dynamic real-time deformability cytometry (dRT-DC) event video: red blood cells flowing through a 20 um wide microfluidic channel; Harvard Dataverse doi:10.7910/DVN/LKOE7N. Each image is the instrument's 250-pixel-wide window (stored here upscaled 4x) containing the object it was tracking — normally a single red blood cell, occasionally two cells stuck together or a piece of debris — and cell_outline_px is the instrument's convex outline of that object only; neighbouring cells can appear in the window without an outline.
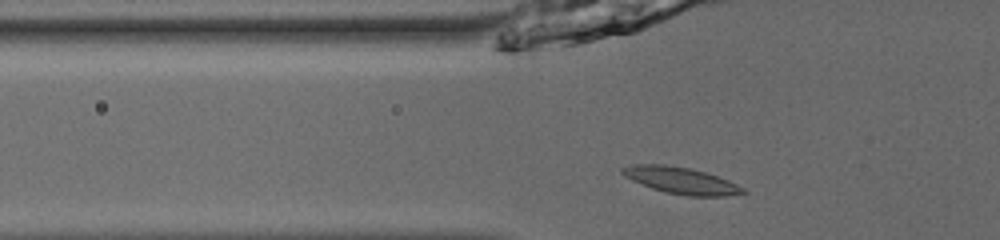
{"species": "common noctule bat (a hibernating species)", "species_latin": "Nyctalus noctula", "temperature_condition": "room temperature", "stored_images_in_passage": 41, "camera_frame_rate_fps": 3000, "um_per_image_px": 0.085, "animal": {"sex": "male", "body_mass_g": 13.0, "forearm_length_mm": 53.1}, "frame": {"image": 1, "passage_image": 8, "time_ms": 2.333, "image_size_px": [1000, 240], "cell_outline_px": [[748, 192], [724, 196], [688, 196], [664, 192], [652, 188], [632, 180], [624, 176], [620, 172], [620, 168], [628, 164], [664, 164], [688, 168], [704, 172], [728, 180], [744, 188]], "centroid_in_image_um": [57.84, 15.33], "position_along_channel_um": 68.0, "area_um2": 18.67}}
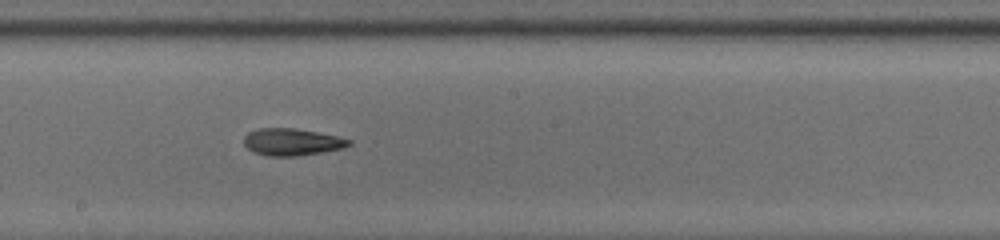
{"frame": {"image": 2, "passage_image": 20, "time_ms": 6.333, "image_size_px": [1000, 240], "cell_outline_px": [[352, 144], [344, 148], [296, 156], [268, 156], [256, 152], [248, 148], [244, 144], [244, 136], [248, 132], [260, 128], [296, 128], [336, 136], [352, 140]], "centroid_in_image_um": [24.82, 12.06], "position_along_channel_um": 223.4, "area_um2": 16.42}}
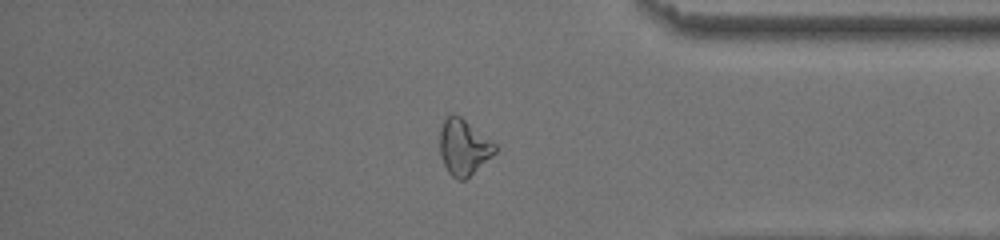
{"frame": {"image": 3, "passage_image": 34, "time_ms": 11.0, "image_size_px": [1000, 240], "cell_outline_px": [[496, 152], [492, 156], [464, 180], [456, 180], [448, 172], [440, 156], [440, 128], [444, 120], [448, 116], [460, 116], [496, 144]], "centroid_in_image_um": [39.4, 12.53], "position_along_channel_um": 395.8, "area_um2": 17.63}, "authors_computed_cell_mechanics": {"area_um2": 17.2244, "velocity_mm_per_s": 3.9329, "shape_relaxation_time_tau1_ms": 5.5026, "shape_relaxation_time_tau2_ms": 3.4271, "deformation_change_tau1": 0.1361, "deformation_change_tau2": 0.1145}}